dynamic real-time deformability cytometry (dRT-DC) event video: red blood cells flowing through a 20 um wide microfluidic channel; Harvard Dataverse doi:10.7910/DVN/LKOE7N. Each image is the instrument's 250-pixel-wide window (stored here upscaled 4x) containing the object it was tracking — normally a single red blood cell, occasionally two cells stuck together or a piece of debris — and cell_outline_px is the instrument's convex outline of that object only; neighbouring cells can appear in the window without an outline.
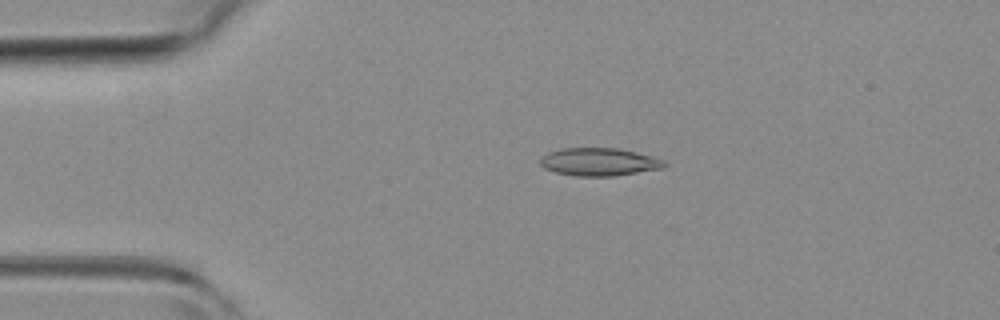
{"species": "common noctule bat (a hibernating species)", "species_latin": "Nyctalus noctula", "temperature_condition": "room temperature", "stored_images_in_passage": 23, "camera_frame_rate_fps": 3000, "um_per_image_px": 0.085, "animal": {"sex": "female", "body_mass_g": 19.3, "forearm_length_mm": 54.1}, "frame": {"image": 1, "passage_image": 6, "time_ms": 1.667, "image_size_px": [1000, 320], "cell_outline_px": [[668, 164], [664, 168], [612, 176], [576, 176], [556, 172], [544, 168], [540, 164], [540, 156], [548, 152], [560, 148], [616, 148], [636, 152], [652, 156], [664, 160]], "centroid_in_image_um": [50.91, 13.75], "position_along_channel_um": 34.1, "area_um2": 20.23}}
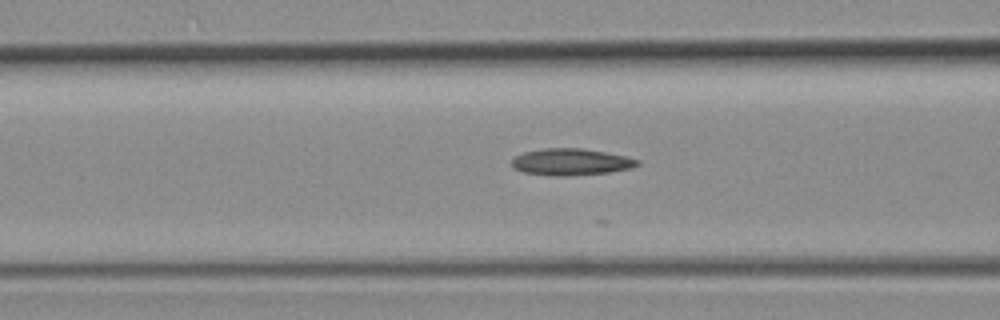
{"frame": {"image": 2, "passage_image": 15, "time_ms": 4.667, "image_size_px": [1000, 320], "cell_outline_px": [[640, 164], [632, 168], [608, 172], [568, 176], [556, 176], [524, 172], [512, 168], [512, 160], [516, 156], [524, 152], [544, 148], [584, 148], [624, 156], [640, 160]], "centroid_in_image_um": [48.53, 13.76], "position_along_channel_um": 118.1, "area_um2": 19.48}}
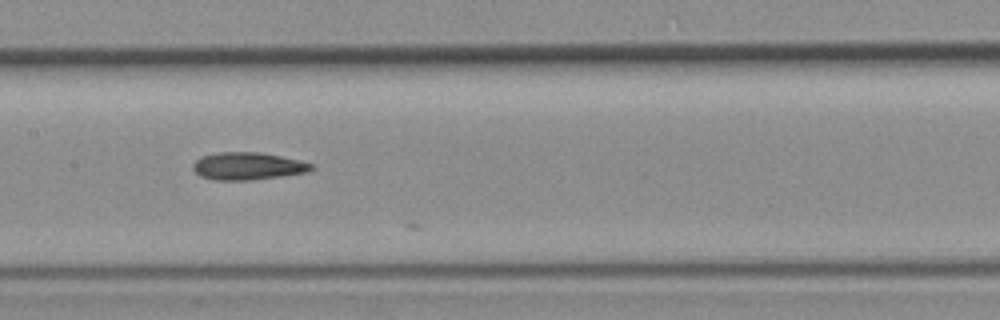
{"frame": {"image": 3, "passage_image": 20, "time_ms": 6.333, "image_size_px": [1000, 320], "cell_outline_px": [[316, 168], [308, 172], [284, 176], [252, 180], [212, 180], [200, 176], [192, 168], [192, 164], [196, 160], [204, 156], [220, 152], [260, 152], [300, 160], [316, 164]], "centroid_in_image_um": [21.12, 14.13], "position_along_channel_um": 186.3, "area_um2": 19.19}}